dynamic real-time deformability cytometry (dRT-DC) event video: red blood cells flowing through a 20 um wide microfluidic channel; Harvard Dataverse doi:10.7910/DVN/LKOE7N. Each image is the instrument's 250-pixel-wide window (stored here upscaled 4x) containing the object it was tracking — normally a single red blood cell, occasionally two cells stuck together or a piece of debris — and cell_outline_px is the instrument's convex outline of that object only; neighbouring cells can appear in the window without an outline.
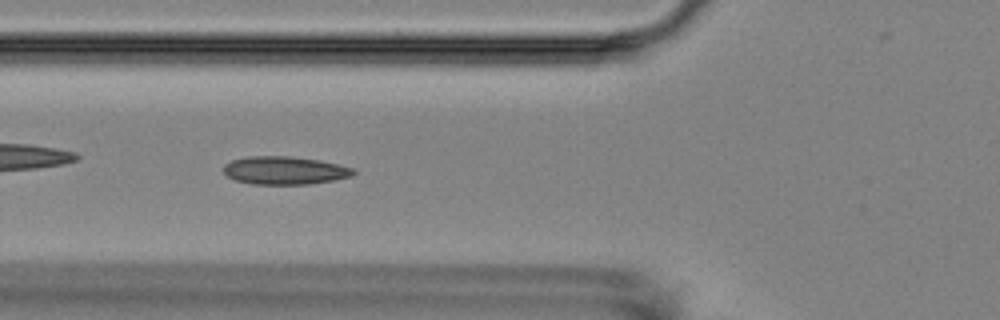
{"species": "Egyptian fruit bat (a non-hibernating species)", "species_latin": "Rousettus aegyptiacus", "temperature_condition": "room temperature", "stored_images_in_passage": 6, "camera_frame_rate_fps": 3000, "um_per_image_px": 0.085, "animal": {"sex": "female"}, "frame": {"image": 1, "passage_image": 5, "time_ms": 5.333, "image_size_px": [1000, 320], "cell_outline_px": [[356, 172], [352, 176], [332, 180], [308, 184], [252, 184], [236, 180], [228, 176], [224, 172], [224, 164], [232, 160], [248, 156], [288, 156], [320, 160], [356, 168]], "centroid_in_image_um": [24.22, 14.48], "position_along_channel_um": 101.6, "area_um2": 21.21}}